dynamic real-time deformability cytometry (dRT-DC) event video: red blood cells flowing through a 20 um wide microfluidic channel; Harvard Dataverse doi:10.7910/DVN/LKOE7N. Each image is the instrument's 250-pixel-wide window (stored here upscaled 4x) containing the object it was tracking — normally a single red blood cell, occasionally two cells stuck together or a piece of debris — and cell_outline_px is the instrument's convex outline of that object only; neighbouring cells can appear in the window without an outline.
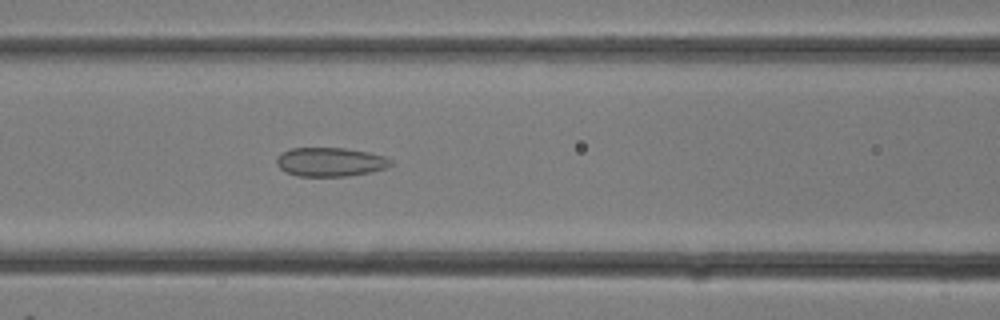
{"species": "common noctule bat (a hibernating species)", "species_latin": "Nyctalus noctula", "temperature_condition": "room temperature", "stored_images_in_passage": 8, "camera_frame_rate_fps": 3000, "um_per_image_px": 0.085, "animal": {"sex": "female"}, "frame": {"image": 1, "passage_image": 8, "time_ms": 2.333, "image_size_px": [1000, 320], "cell_outline_px": [[392, 164], [384, 168], [372, 172], [348, 176], [296, 176], [284, 172], [276, 164], [276, 156], [280, 152], [292, 148], [344, 148], [368, 152], [384, 156], [392, 160]], "centroid_in_image_um": [28.02, 13.77], "position_along_channel_um": 138.6, "area_um2": 19.42}}